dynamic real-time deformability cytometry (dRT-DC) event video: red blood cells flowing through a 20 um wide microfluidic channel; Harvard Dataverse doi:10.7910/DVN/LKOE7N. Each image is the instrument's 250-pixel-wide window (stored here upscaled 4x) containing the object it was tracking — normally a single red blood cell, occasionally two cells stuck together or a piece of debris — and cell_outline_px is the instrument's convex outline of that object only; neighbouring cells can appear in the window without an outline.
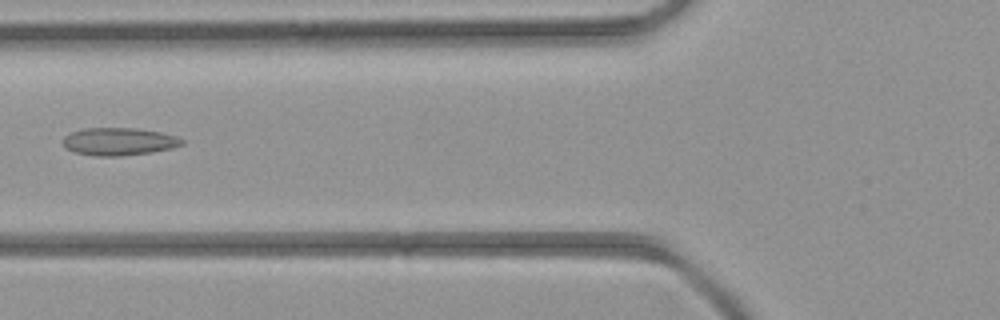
{"species": "common noctule bat (a hibernating species)", "species_latin": "Nyctalus noctula", "temperature_condition": "room temperature", "stored_images_in_passage": 4, "camera_frame_rate_fps": 3000, "um_per_image_px": 0.085, "animal": {"sex": "female", "body_mass_g": 21.9}, "frame": {"image": 1, "passage_image": 4, "time_ms": 3.333, "image_size_px": [1000, 320], "cell_outline_px": [[184, 144], [172, 148], [152, 152], [120, 156], [96, 156], [76, 152], [64, 148], [64, 136], [72, 132], [84, 128], [136, 128], [160, 132], [176, 136], [184, 140]], "centroid_in_image_um": [10.12, 12.03], "position_along_channel_um": 115.7, "area_um2": 19.13}}